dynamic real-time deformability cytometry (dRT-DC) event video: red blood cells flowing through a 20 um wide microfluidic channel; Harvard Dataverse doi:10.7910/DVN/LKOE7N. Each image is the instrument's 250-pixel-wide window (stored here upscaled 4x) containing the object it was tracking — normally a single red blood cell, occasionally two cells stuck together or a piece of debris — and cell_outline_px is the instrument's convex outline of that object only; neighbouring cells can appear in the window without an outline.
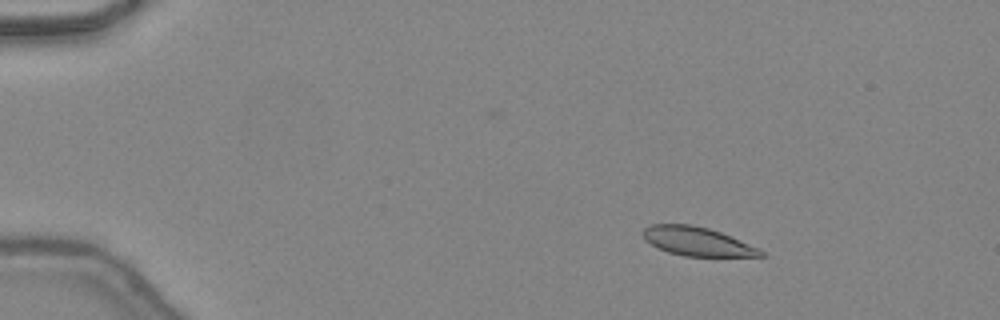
{"species": "common noctule bat (a hibernating species)", "species_latin": "Nyctalus noctula", "temperature_condition": "warm", "stored_images_in_passage": 37, "camera_frame_rate_fps": 3000, "um_per_image_px": 0.085, "animal": {"sex": "female", "body_mass_g": 24.6, "forearm_length_mm": 56.2}, "frame": {"image": 1, "passage_image": 1, "time_ms": 0.0, "image_size_px": [1000, 320], "cell_outline_px": [[764, 256], [684, 256], [668, 252], [656, 248], [644, 240], [644, 228], [652, 224], [692, 224], [708, 228], [720, 232], [756, 248], [764, 252]], "centroid_in_image_um": [59.18, 20.52], "position_along_channel_um": 25.8, "area_um2": 19.42}}
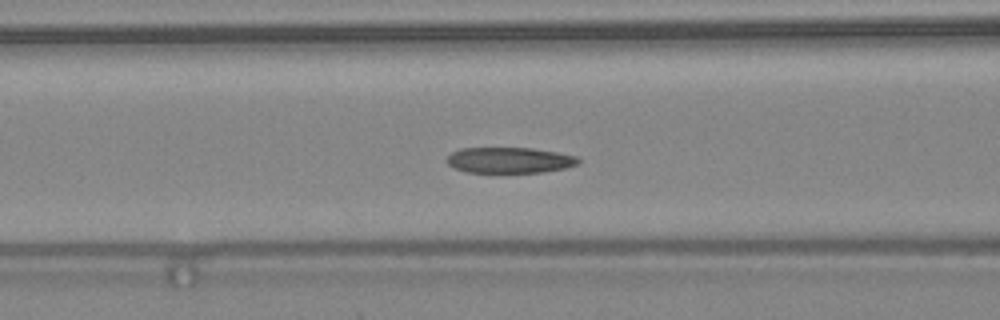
{"frame": {"image": 2, "passage_image": 14, "time_ms": 4.333, "image_size_px": [1000, 320], "cell_outline_px": [[580, 164], [568, 168], [544, 172], [464, 172], [452, 168], [444, 160], [452, 152], [460, 148], [532, 148], [556, 152], [576, 156], [580, 160]], "centroid_in_image_um": [43.3, 13.62], "position_along_channel_um": 123.3, "area_um2": 20.0}}
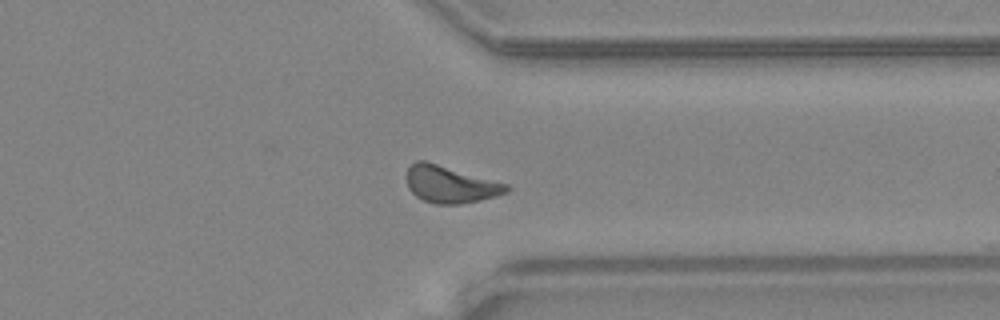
{"frame": {"image": 3, "passage_image": 31, "time_ms": 10.0, "image_size_px": [1000, 320], "cell_outline_px": [[512, 188], [508, 192], [496, 196], [480, 200], [460, 204], [436, 204], [424, 200], [416, 196], [408, 188], [408, 168], [416, 160], [424, 160], [508, 184]], "centroid_in_image_um": [38.3, 15.68], "position_along_channel_um": 373.1, "area_um2": 21.33}, "authors_computed_cell_mechanics": {"area_um2": 21.0392, "velocity_mm_per_s": 4.423, "shape_relaxation_time_tau1_ms": 5.8582, "shape_relaxation_time_tau2_ms": 2.9773, "deformation_change_tau1": 0.1169, "deformation_change_tau2": 0.072}}